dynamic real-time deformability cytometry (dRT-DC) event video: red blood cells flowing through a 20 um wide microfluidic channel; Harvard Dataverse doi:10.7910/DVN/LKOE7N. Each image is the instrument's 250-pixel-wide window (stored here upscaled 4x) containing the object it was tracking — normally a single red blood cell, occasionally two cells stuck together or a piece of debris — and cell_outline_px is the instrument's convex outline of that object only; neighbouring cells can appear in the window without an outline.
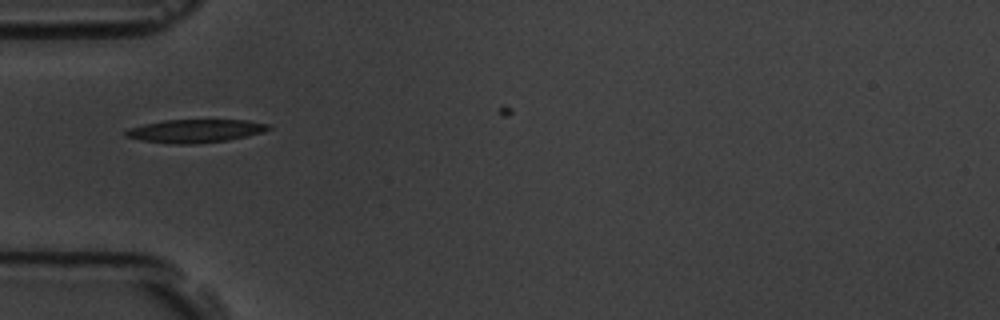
{"species": "common noctule bat (a hibernating species)", "species_latin": "Nyctalus noctula", "temperature_condition": "room temperature", "stored_images_in_passage": 2, "camera_frame_rate_fps": 3000, "um_per_image_px": 0.085, "animal": {"sex": "male", "body_mass_g": 19.5, "forearm_length_mm": 54.6}, "frame": {"image": 1, "passage_image": 1, "time_ms": 0.0, "image_size_px": [1000, 320], "cell_outline_px": [[272, 128], [264, 132], [228, 140], [196, 144], [176, 144], [140, 140], [124, 136], [124, 132], [128, 128], [144, 124], [164, 120], [248, 120], [268, 124]], "centroid_in_image_um": [16.59, 11.13], "position_along_channel_um": 68.4, "area_um2": 19.36}}